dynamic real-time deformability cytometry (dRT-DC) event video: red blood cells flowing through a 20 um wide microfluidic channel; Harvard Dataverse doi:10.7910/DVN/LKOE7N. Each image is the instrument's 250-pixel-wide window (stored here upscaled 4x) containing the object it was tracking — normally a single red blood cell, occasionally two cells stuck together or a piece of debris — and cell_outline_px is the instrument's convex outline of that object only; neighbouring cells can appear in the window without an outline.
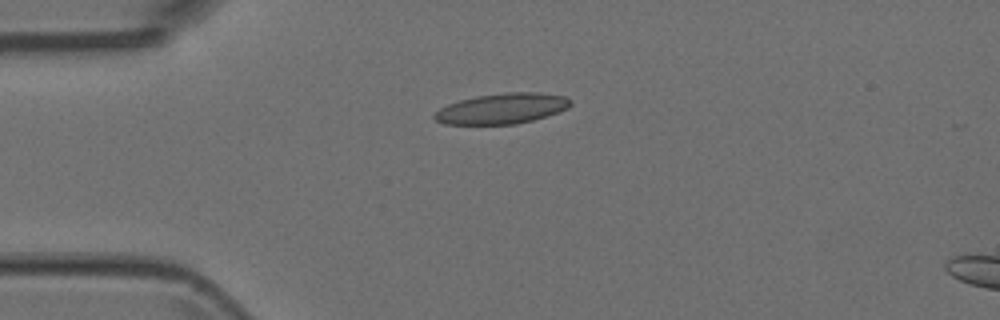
{"species": "Egyptian fruit bat (a non-hibernating species)", "species_latin": "Rousettus aegyptiacus", "temperature_condition": "room temperature", "stored_images_in_passage": 4, "camera_frame_rate_fps": 3000, "um_per_image_px": 0.085, "animal": {"sex": "female"}, "frame": {"image": 1, "passage_image": 2, "time_ms": 0.333, "image_size_px": [1000, 320], "cell_outline_px": [[572, 104], [568, 108], [532, 120], [516, 124], [444, 124], [436, 120], [432, 116], [440, 108], [448, 104], [460, 100], [476, 96], [508, 92], [540, 92], [564, 96], [572, 100]], "centroid_in_image_um": [42.67, 9.22], "position_along_channel_um": 42.3, "area_um2": 24.04}}
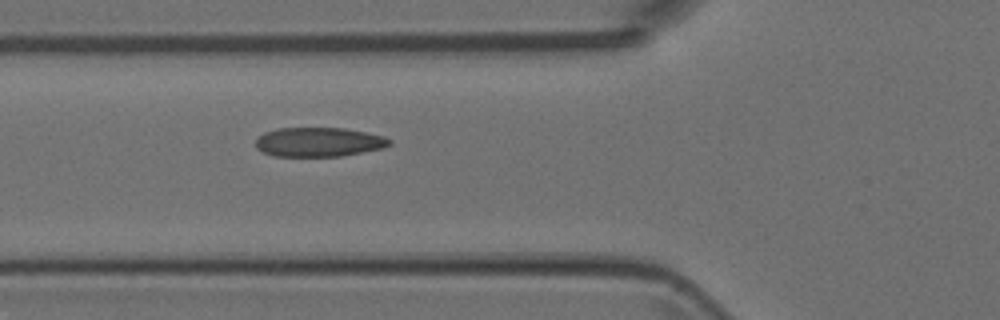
{"frame": {"image": 2, "passage_image": 4, "time_ms": 1.0, "image_size_px": [1000, 320], "cell_outline_px": [[392, 144], [380, 148], [340, 156], [272, 156], [256, 148], [256, 140], [264, 132], [276, 128], [344, 128], [384, 136], [392, 140]], "centroid_in_image_um": [27.07, 12.07], "position_along_channel_um": 98.7, "area_um2": 22.66}}